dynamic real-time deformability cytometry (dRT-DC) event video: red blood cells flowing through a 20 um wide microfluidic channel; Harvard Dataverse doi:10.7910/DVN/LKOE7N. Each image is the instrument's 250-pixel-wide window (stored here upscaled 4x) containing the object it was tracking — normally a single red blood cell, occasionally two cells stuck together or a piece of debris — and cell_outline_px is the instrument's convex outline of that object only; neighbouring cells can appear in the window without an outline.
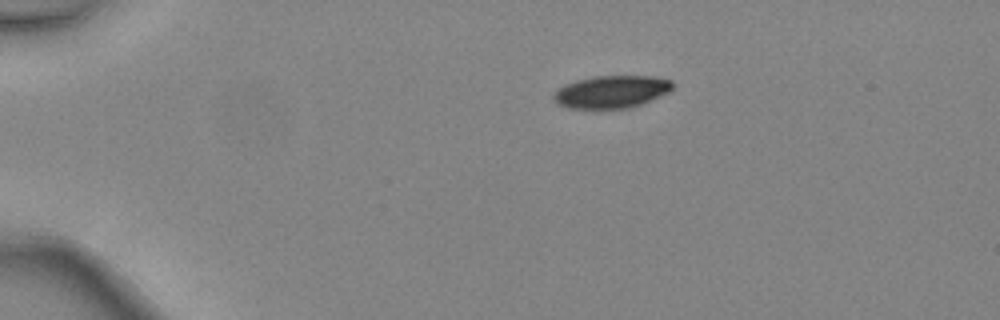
{"species": "common noctule bat (a hibernating species)", "species_latin": "Nyctalus noctula", "temperature_condition": "warm", "stored_images_in_passage": 2, "camera_frame_rate_fps": 3000, "um_per_image_px": 0.085, "animal": {"sex": "female", "body_mass_g": 24.6, "forearm_length_mm": 56.2}, "frame": {"image": 1, "passage_image": 1, "time_ms": 0.0, "image_size_px": [1000, 320], "cell_outline_px": [[672, 88], [668, 92], [640, 104], [628, 108], [568, 108], [556, 104], [552, 100], [552, 96], [564, 84], [576, 80], [596, 76], [652, 76], [672, 80]], "centroid_in_image_um": [51.93, 7.8], "position_along_channel_um": 33.1, "area_um2": 22.37}}